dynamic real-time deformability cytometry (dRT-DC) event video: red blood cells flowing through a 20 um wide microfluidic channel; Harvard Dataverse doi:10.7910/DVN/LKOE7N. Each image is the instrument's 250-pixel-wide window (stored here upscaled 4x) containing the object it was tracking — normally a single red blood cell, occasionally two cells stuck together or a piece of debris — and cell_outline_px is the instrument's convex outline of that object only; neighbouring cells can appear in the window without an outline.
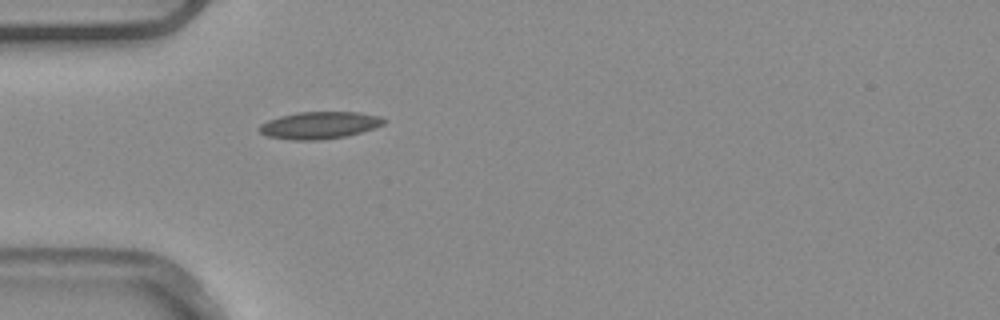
{"species": "common noctule bat (a hibernating species)", "species_latin": "Nyctalus noctula", "temperature_condition": "warm", "stored_images_in_passage": 1, "camera_frame_rate_fps": 3000, "um_per_image_px": 0.085, "animal": {"sex": "male", "body_mass_g": 20.4}, "frame": {"image": 1, "passage_image": 1, "time_ms": 0.0, "image_size_px": [1000, 320], "cell_outline_px": [[388, 120], [384, 124], [360, 132], [344, 136], [320, 140], [292, 140], [268, 136], [260, 132], [260, 124], [268, 120], [280, 116], [296, 112], [360, 112], [380, 116]], "centroid_in_image_um": [27.16, 10.63], "position_along_channel_um": 57.8, "area_um2": 19.59}}